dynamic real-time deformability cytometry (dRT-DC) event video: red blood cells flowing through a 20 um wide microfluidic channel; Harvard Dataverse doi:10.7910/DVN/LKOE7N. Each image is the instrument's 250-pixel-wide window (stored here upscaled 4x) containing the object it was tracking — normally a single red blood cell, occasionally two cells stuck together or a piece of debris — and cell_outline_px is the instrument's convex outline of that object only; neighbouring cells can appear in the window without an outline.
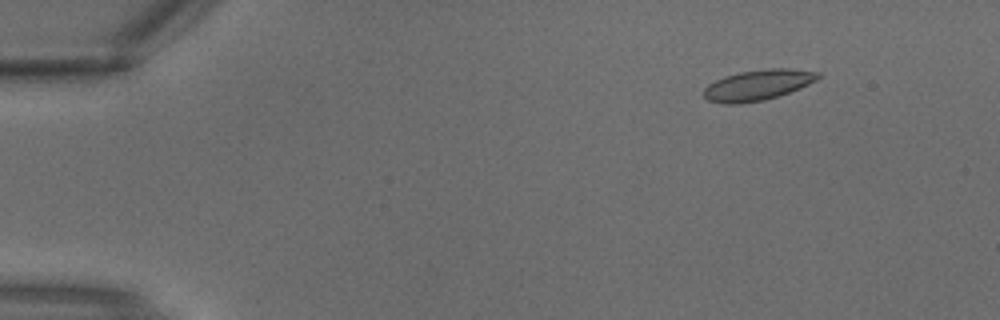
{"species": "common noctule bat (a hibernating species)", "species_latin": "Nyctalus noctula", "temperature_condition": "warm", "stored_images_in_passage": 3, "camera_frame_rate_fps": 3000, "um_per_image_px": 0.085, "animal": {"sex": "male", "body_mass_g": 18.8}, "frame": {"image": 1, "passage_image": 2, "time_ms": 0.333, "image_size_px": [1000, 320], "cell_outline_px": [[820, 76], [816, 80], [800, 88], [764, 100], [736, 104], [724, 104], [708, 100], [704, 96], [704, 88], [708, 84], [724, 76], [740, 72], [768, 68], [788, 68], [820, 72]], "centroid_in_image_um": [64.4, 7.22], "position_along_channel_um": 20.6, "area_um2": 20.23}}